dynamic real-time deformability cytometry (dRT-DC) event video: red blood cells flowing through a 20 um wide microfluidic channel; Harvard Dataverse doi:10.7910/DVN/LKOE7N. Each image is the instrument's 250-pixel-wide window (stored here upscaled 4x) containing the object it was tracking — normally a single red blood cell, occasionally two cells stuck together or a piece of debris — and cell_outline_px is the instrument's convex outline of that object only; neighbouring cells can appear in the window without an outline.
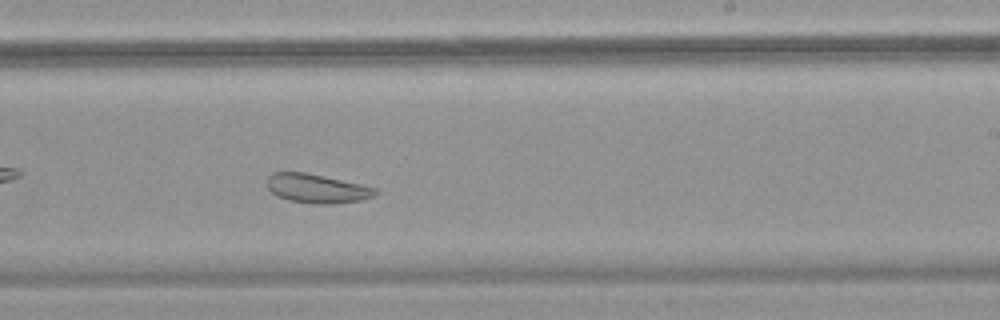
{"species": "common noctule bat (a hibernating species)", "species_latin": "Nyctalus noctula", "temperature_condition": "warm", "stored_images_in_passage": 45, "camera_frame_rate_fps": 3000, "um_per_image_px": 0.085, "animal": {"sex": "female", "body_mass_g": 18.4}, "frame": {"image": 1, "passage_image": 26, "time_ms": 8.333, "image_size_px": [1000, 320], "cell_outline_px": [[376, 192], [372, 196], [360, 200], [332, 204], [316, 204], [288, 200], [276, 196], [268, 188], [268, 176], [272, 172], [304, 172], [324, 176], [360, 184], [376, 188]], "centroid_in_image_um": [26.89, 16.02], "position_along_channel_um": 262.1, "area_um2": 18.09}}